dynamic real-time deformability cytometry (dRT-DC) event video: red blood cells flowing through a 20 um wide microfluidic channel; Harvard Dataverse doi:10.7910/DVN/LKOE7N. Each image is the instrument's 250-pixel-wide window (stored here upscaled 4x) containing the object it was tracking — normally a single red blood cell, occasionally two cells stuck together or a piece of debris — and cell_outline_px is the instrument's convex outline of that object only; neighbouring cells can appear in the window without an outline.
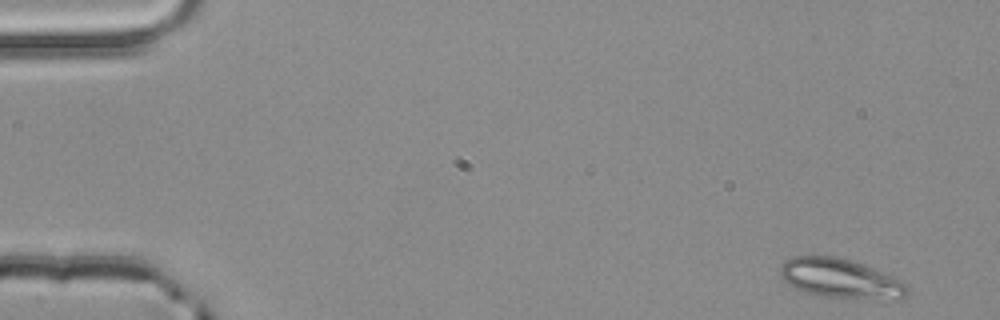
{"species": "common noctule bat (a hibernating species)", "species_latin": "Nyctalus noctula", "temperature_condition": "room temperature", "stored_images_in_passage": 3, "segment_of_instrument_passage": [2, 2], "camera_frame_rate_fps": 3000, "um_per_image_px": 0.085, "animal": {"sex": "male", "body_mass_g": 20.4}, "frame": {"image": 1, "passage_image": 3, "time_ms": 0.667, "image_size_px": [1000, 320], "cell_outline_px": [[908, 296], [900, 300], [816, 296], [796, 288], [788, 284], [780, 276], [780, 264], [784, 260], [792, 256], [836, 256], [896, 276], [908, 284]], "centroid_in_image_um": [71.48, 23.68], "position_along_channel_um": 13.5, "area_um2": 29.54}}